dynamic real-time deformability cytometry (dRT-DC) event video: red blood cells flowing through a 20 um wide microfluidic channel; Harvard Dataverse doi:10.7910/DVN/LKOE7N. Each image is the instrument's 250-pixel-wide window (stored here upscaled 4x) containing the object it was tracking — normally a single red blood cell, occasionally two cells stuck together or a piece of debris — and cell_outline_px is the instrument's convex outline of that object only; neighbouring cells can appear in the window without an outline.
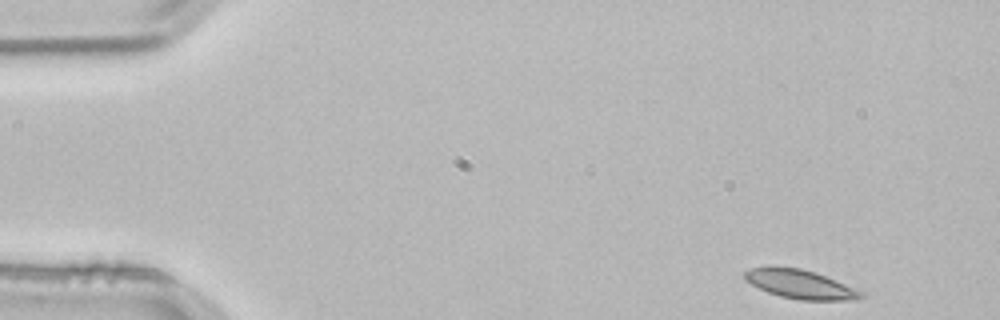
{"species": "common noctule bat (a hibernating species)", "species_latin": "Nyctalus noctula", "temperature_condition": "room temperature", "stored_images_in_passage": 4, "camera_frame_rate_fps": 3000, "um_per_image_px": 0.085, "animal": {"sex": "male", "body_mass_g": 21.5, "forearm_length_mm": 52.0}, "frame": {"image": 1, "passage_image": 1, "time_ms": 0.0, "image_size_px": [1000, 320], "cell_outline_px": [[864, 296], [856, 300], [800, 300], [780, 296], [768, 292], [744, 280], [744, 272], [748, 268], [800, 268], [816, 272], [864, 292]], "centroid_in_image_um": [68.05, 24.18], "position_along_channel_um": 16.9, "area_um2": 19.25}}
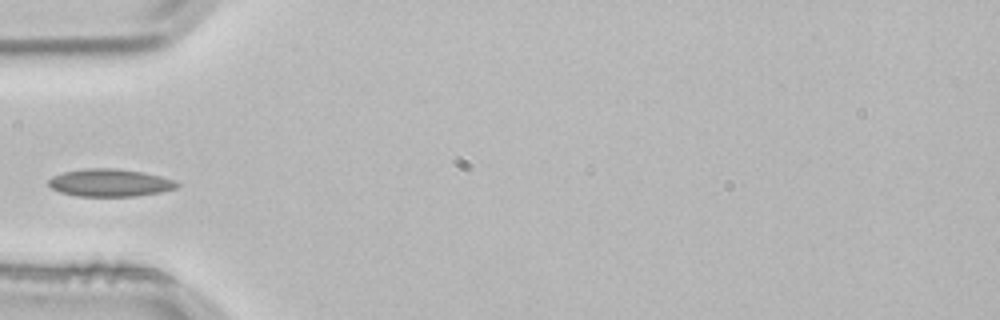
{"frame": {"image": 2, "passage_image": 4, "time_ms": 1.0, "image_size_px": [1000, 320], "cell_outline_px": [[180, 184], [176, 188], [164, 192], [136, 196], [76, 196], [60, 192], [52, 188], [48, 184], [48, 180], [52, 176], [64, 172], [84, 168], [116, 168], [144, 172], [176, 180]], "centroid_in_image_um": [9.37, 15.53], "position_along_channel_um": 75.6, "area_um2": 20.87}}